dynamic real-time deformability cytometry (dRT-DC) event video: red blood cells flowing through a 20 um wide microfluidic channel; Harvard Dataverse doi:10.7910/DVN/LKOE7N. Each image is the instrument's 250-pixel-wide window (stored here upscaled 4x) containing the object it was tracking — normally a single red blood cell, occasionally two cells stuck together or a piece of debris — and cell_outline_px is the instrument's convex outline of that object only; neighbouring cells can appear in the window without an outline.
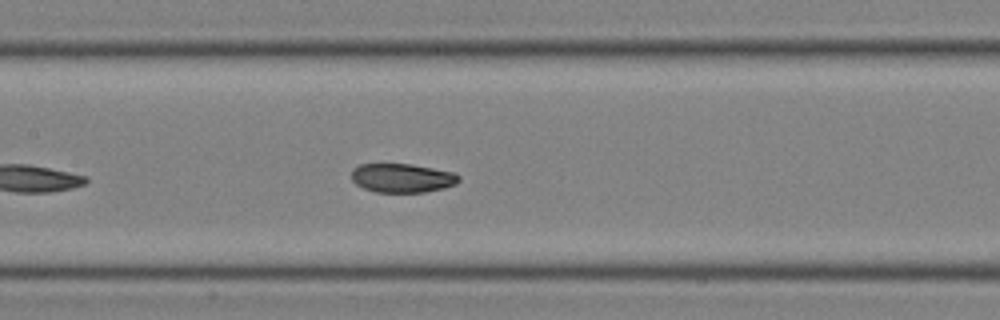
{"species": "common noctule bat (a hibernating species)", "species_latin": "Nyctalus noctula", "temperature_condition": "room temperature", "stored_images_in_passage": 24, "camera_frame_rate_fps": 3000, "um_per_image_px": 0.085, "animal": {"sex": "male", "body_mass_g": 19.0, "forearm_length_mm": 50.8}, "frame": {"image": 1, "passage_image": 11, "time_ms": 3.333, "image_size_px": [1000, 320], "cell_outline_px": [[460, 180], [456, 184], [444, 188], [424, 192], [376, 192], [364, 188], [356, 184], [352, 180], [352, 168], [360, 164], [412, 164], [452, 172], [460, 176]], "centroid_in_image_um": [34.18, 15.13], "position_along_channel_um": 173.2, "area_um2": 18.09}}